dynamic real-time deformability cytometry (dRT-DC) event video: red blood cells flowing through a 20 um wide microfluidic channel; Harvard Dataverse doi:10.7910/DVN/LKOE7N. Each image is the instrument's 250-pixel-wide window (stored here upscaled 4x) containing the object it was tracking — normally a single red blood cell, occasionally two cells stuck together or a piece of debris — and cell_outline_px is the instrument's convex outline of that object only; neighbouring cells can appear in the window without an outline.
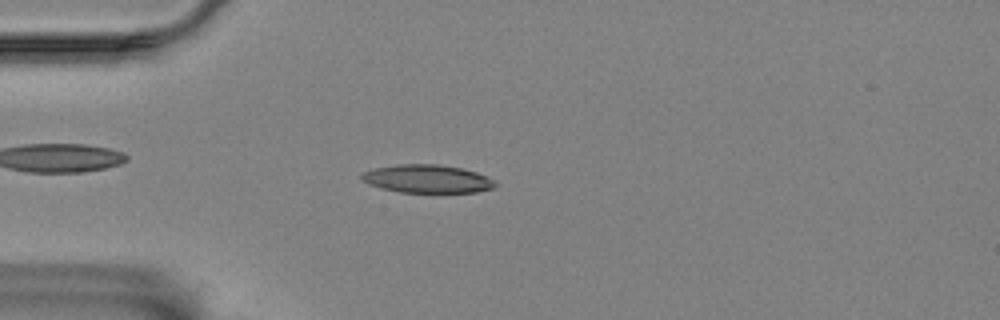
{"species": "Egyptian fruit bat (a non-hibernating species)", "species_latin": "Rousettus aegyptiacus", "temperature_condition": "room temperature", "stored_images_in_passage": 33, "camera_frame_rate_fps": 3000, "um_per_image_px": 0.085, "animal": {"sex": "female"}, "frame": {"image": 1, "passage_image": 1, "time_ms": 0.0, "image_size_px": [1000, 320], "cell_outline_px": [[500, 184], [496, 188], [476, 192], [400, 192], [380, 188], [368, 184], [360, 176], [364, 172], [376, 168], [396, 164], [436, 164], [460, 168], [476, 172], [496, 180]], "centroid_in_image_um": [36.38, 15.21], "position_along_channel_um": 48.6, "area_um2": 21.96}}
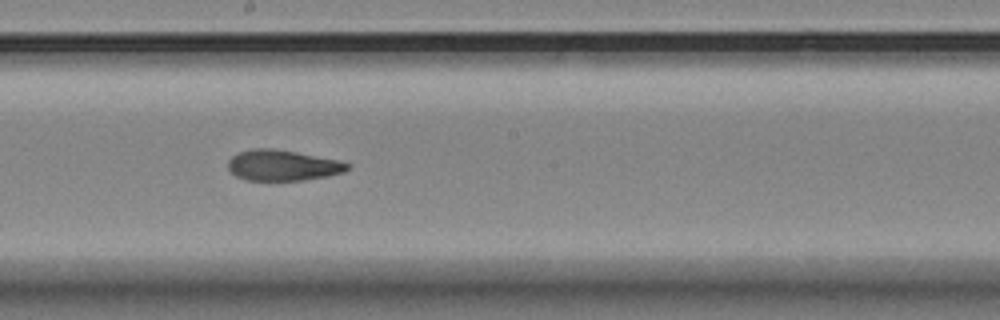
{"frame": {"image": 2, "passage_image": 17, "time_ms": 5.333, "image_size_px": [1000, 320], "cell_outline_px": [[352, 164], [344, 172], [328, 176], [304, 180], [244, 180], [236, 176], [228, 168], [228, 160], [232, 156], [240, 152], [252, 148], [272, 148], [296, 152], [340, 160]], "centroid_in_image_um": [24.04, 14.05], "position_along_channel_um": 224.2, "area_um2": 21.44}}
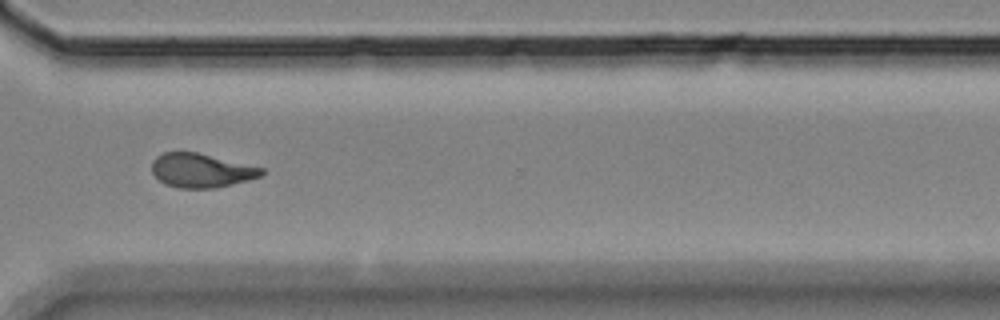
{"frame": {"image": 3, "passage_image": 28, "time_ms": 9.0, "image_size_px": [1000, 320], "cell_outline_px": [[264, 172], [260, 176], [248, 180], [216, 188], [180, 188], [164, 184], [152, 172], [152, 160], [156, 156], [164, 152], [196, 152], [264, 168]], "centroid_in_image_um": [17.08, 14.49], "position_along_channel_um": 353.5, "area_um2": 21.62}, "authors_computed_cell_mechanics": {"area_um2": 22.0218, "velocity_mm_per_s": 3.5273, "shape_relaxation_time_tau1_ms": 5.8039, "shape_relaxation_time_tau2_ms": 2.6784, "deformation_change_tau1": 0.207, "deformation_change_tau2": 0.1023}}